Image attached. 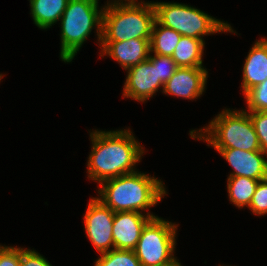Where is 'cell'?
<instances>
[{"label": "cell", "mask_w": 267, "mask_h": 266, "mask_svg": "<svg viewBox=\"0 0 267 266\" xmlns=\"http://www.w3.org/2000/svg\"><path fill=\"white\" fill-rule=\"evenodd\" d=\"M190 138L208 143L213 148L261 150L254 125L244 109L225 108L205 127L189 131Z\"/></svg>", "instance_id": "cell-4"}, {"label": "cell", "mask_w": 267, "mask_h": 266, "mask_svg": "<svg viewBox=\"0 0 267 266\" xmlns=\"http://www.w3.org/2000/svg\"><path fill=\"white\" fill-rule=\"evenodd\" d=\"M155 21L152 1L108 2L103 10L101 42L150 39Z\"/></svg>", "instance_id": "cell-3"}, {"label": "cell", "mask_w": 267, "mask_h": 266, "mask_svg": "<svg viewBox=\"0 0 267 266\" xmlns=\"http://www.w3.org/2000/svg\"><path fill=\"white\" fill-rule=\"evenodd\" d=\"M94 266H141L134 250L113 249L100 254Z\"/></svg>", "instance_id": "cell-19"}, {"label": "cell", "mask_w": 267, "mask_h": 266, "mask_svg": "<svg viewBox=\"0 0 267 266\" xmlns=\"http://www.w3.org/2000/svg\"><path fill=\"white\" fill-rule=\"evenodd\" d=\"M100 57L109 56L127 70L149 58L150 39H130L120 42H101Z\"/></svg>", "instance_id": "cell-13"}, {"label": "cell", "mask_w": 267, "mask_h": 266, "mask_svg": "<svg viewBox=\"0 0 267 266\" xmlns=\"http://www.w3.org/2000/svg\"><path fill=\"white\" fill-rule=\"evenodd\" d=\"M248 209L257 216L267 214V178L259 181Z\"/></svg>", "instance_id": "cell-22"}, {"label": "cell", "mask_w": 267, "mask_h": 266, "mask_svg": "<svg viewBox=\"0 0 267 266\" xmlns=\"http://www.w3.org/2000/svg\"><path fill=\"white\" fill-rule=\"evenodd\" d=\"M208 75L205 67H179L161 92L191 101L198 99L205 92Z\"/></svg>", "instance_id": "cell-10"}, {"label": "cell", "mask_w": 267, "mask_h": 266, "mask_svg": "<svg viewBox=\"0 0 267 266\" xmlns=\"http://www.w3.org/2000/svg\"><path fill=\"white\" fill-rule=\"evenodd\" d=\"M232 167L228 177L267 178V154L261 150L246 151L233 148H214ZM266 156V157H265Z\"/></svg>", "instance_id": "cell-11"}, {"label": "cell", "mask_w": 267, "mask_h": 266, "mask_svg": "<svg viewBox=\"0 0 267 266\" xmlns=\"http://www.w3.org/2000/svg\"><path fill=\"white\" fill-rule=\"evenodd\" d=\"M148 60L153 65H157L158 80L163 84H165L179 68L171 56L151 55L150 53Z\"/></svg>", "instance_id": "cell-21"}, {"label": "cell", "mask_w": 267, "mask_h": 266, "mask_svg": "<svg viewBox=\"0 0 267 266\" xmlns=\"http://www.w3.org/2000/svg\"><path fill=\"white\" fill-rule=\"evenodd\" d=\"M164 182L154 175L141 171L123 174L101 182L98 186V197L113 212L135 211L158 217L149 212L168 193ZM148 211L147 213H145Z\"/></svg>", "instance_id": "cell-2"}, {"label": "cell", "mask_w": 267, "mask_h": 266, "mask_svg": "<svg viewBox=\"0 0 267 266\" xmlns=\"http://www.w3.org/2000/svg\"><path fill=\"white\" fill-rule=\"evenodd\" d=\"M243 78L241 91L245 94L249 89L263 83L267 79V39L261 37L250 48L242 66Z\"/></svg>", "instance_id": "cell-14"}, {"label": "cell", "mask_w": 267, "mask_h": 266, "mask_svg": "<svg viewBox=\"0 0 267 266\" xmlns=\"http://www.w3.org/2000/svg\"><path fill=\"white\" fill-rule=\"evenodd\" d=\"M259 180L248 177H227L229 201L237 208H248L256 191Z\"/></svg>", "instance_id": "cell-18"}, {"label": "cell", "mask_w": 267, "mask_h": 266, "mask_svg": "<svg viewBox=\"0 0 267 266\" xmlns=\"http://www.w3.org/2000/svg\"><path fill=\"white\" fill-rule=\"evenodd\" d=\"M20 266H52L38 251L21 247Z\"/></svg>", "instance_id": "cell-25"}, {"label": "cell", "mask_w": 267, "mask_h": 266, "mask_svg": "<svg viewBox=\"0 0 267 266\" xmlns=\"http://www.w3.org/2000/svg\"><path fill=\"white\" fill-rule=\"evenodd\" d=\"M178 225L161 217L145 225L134 249L141 266H183L174 255Z\"/></svg>", "instance_id": "cell-7"}, {"label": "cell", "mask_w": 267, "mask_h": 266, "mask_svg": "<svg viewBox=\"0 0 267 266\" xmlns=\"http://www.w3.org/2000/svg\"><path fill=\"white\" fill-rule=\"evenodd\" d=\"M120 1H128V0H109V1L107 0L106 2H107V3H108V2H111V3H112V2H120Z\"/></svg>", "instance_id": "cell-26"}, {"label": "cell", "mask_w": 267, "mask_h": 266, "mask_svg": "<svg viewBox=\"0 0 267 266\" xmlns=\"http://www.w3.org/2000/svg\"><path fill=\"white\" fill-rule=\"evenodd\" d=\"M104 6L99 0H69L60 18V59L72 63L82 45L96 29L98 45L102 39V16Z\"/></svg>", "instance_id": "cell-5"}, {"label": "cell", "mask_w": 267, "mask_h": 266, "mask_svg": "<svg viewBox=\"0 0 267 266\" xmlns=\"http://www.w3.org/2000/svg\"><path fill=\"white\" fill-rule=\"evenodd\" d=\"M123 97L145 103L155 96L159 89L163 91L164 84L158 80L157 65L148 59L126 70Z\"/></svg>", "instance_id": "cell-9"}, {"label": "cell", "mask_w": 267, "mask_h": 266, "mask_svg": "<svg viewBox=\"0 0 267 266\" xmlns=\"http://www.w3.org/2000/svg\"><path fill=\"white\" fill-rule=\"evenodd\" d=\"M258 137L261 151L267 154V112H248Z\"/></svg>", "instance_id": "cell-23"}, {"label": "cell", "mask_w": 267, "mask_h": 266, "mask_svg": "<svg viewBox=\"0 0 267 266\" xmlns=\"http://www.w3.org/2000/svg\"><path fill=\"white\" fill-rule=\"evenodd\" d=\"M115 212L105 206L96 197L90 198L84 214V229L86 237L99 254L114 249L113 221Z\"/></svg>", "instance_id": "cell-8"}, {"label": "cell", "mask_w": 267, "mask_h": 266, "mask_svg": "<svg viewBox=\"0 0 267 266\" xmlns=\"http://www.w3.org/2000/svg\"><path fill=\"white\" fill-rule=\"evenodd\" d=\"M91 152L87 160L88 179L99 185L104 180L137 171L145 153L144 146L130 128L89 131Z\"/></svg>", "instance_id": "cell-1"}, {"label": "cell", "mask_w": 267, "mask_h": 266, "mask_svg": "<svg viewBox=\"0 0 267 266\" xmlns=\"http://www.w3.org/2000/svg\"><path fill=\"white\" fill-rule=\"evenodd\" d=\"M151 216L135 211L115 212L113 221L114 249L134 250Z\"/></svg>", "instance_id": "cell-12"}, {"label": "cell", "mask_w": 267, "mask_h": 266, "mask_svg": "<svg viewBox=\"0 0 267 266\" xmlns=\"http://www.w3.org/2000/svg\"><path fill=\"white\" fill-rule=\"evenodd\" d=\"M68 2L69 0H29L34 24L42 30L51 28L60 20Z\"/></svg>", "instance_id": "cell-15"}, {"label": "cell", "mask_w": 267, "mask_h": 266, "mask_svg": "<svg viewBox=\"0 0 267 266\" xmlns=\"http://www.w3.org/2000/svg\"><path fill=\"white\" fill-rule=\"evenodd\" d=\"M156 20L182 36L204 40L216 33L237 34L228 22L216 19L196 7L177 2H152Z\"/></svg>", "instance_id": "cell-6"}, {"label": "cell", "mask_w": 267, "mask_h": 266, "mask_svg": "<svg viewBox=\"0 0 267 266\" xmlns=\"http://www.w3.org/2000/svg\"><path fill=\"white\" fill-rule=\"evenodd\" d=\"M205 40L182 36L171 56L178 67H203Z\"/></svg>", "instance_id": "cell-16"}, {"label": "cell", "mask_w": 267, "mask_h": 266, "mask_svg": "<svg viewBox=\"0 0 267 266\" xmlns=\"http://www.w3.org/2000/svg\"><path fill=\"white\" fill-rule=\"evenodd\" d=\"M21 247L0 244V266H20Z\"/></svg>", "instance_id": "cell-24"}, {"label": "cell", "mask_w": 267, "mask_h": 266, "mask_svg": "<svg viewBox=\"0 0 267 266\" xmlns=\"http://www.w3.org/2000/svg\"><path fill=\"white\" fill-rule=\"evenodd\" d=\"M174 29L161 25L155 21L150 38V53L161 56H172L180 38Z\"/></svg>", "instance_id": "cell-17"}, {"label": "cell", "mask_w": 267, "mask_h": 266, "mask_svg": "<svg viewBox=\"0 0 267 266\" xmlns=\"http://www.w3.org/2000/svg\"><path fill=\"white\" fill-rule=\"evenodd\" d=\"M247 112H267V79L249 89L244 95Z\"/></svg>", "instance_id": "cell-20"}]
</instances>
